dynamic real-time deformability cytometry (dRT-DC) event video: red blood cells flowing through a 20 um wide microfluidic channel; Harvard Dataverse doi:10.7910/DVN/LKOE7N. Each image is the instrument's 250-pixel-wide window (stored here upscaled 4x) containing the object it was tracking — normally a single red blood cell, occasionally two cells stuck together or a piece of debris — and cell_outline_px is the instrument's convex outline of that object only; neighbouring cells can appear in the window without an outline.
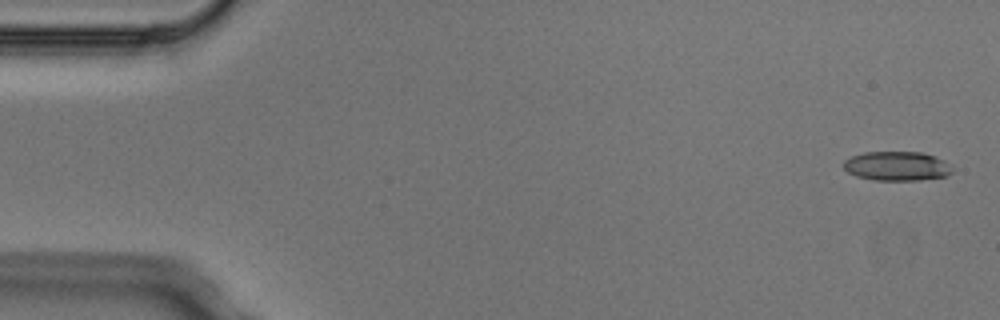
{"species": "Egyptian fruit bat (a non-hibernating species)", "species_latin": "Rousettus aegyptiacus", "temperature_condition": "cold", "stored_images_in_passage": 6, "camera_frame_rate_fps": 3000, "um_per_image_px": 0.085, "animal": {"sex": "male"}, "frame": {"image": 1, "passage_image": 1, "time_ms": 0.0, "image_size_px": [1000, 320], "cell_outline_px": [[952, 172], [948, 176], [920, 180], [876, 180], [856, 176], [848, 172], [844, 168], [844, 160], [852, 156], [864, 152], [920, 152], [936, 156], [952, 164]], "centroid_in_image_um": [76.28, 14.11], "position_along_channel_um": 8.7, "area_um2": 18.67}}
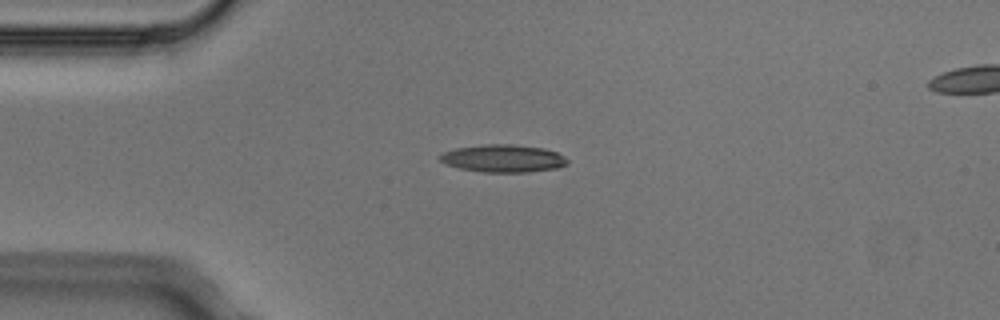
{"frame": {"image": 2, "passage_image": 4, "time_ms": 1.0, "image_size_px": [1000, 320], "cell_outline_px": [[568, 164], [560, 168], [528, 172], [480, 172], [460, 168], [448, 164], [440, 160], [440, 156], [444, 152], [456, 148], [484, 144], [512, 144], [544, 148], [556, 152], [564, 156], [568, 160]], "centroid_in_image_um": [42.83, 13.47], "position_along_channel_um": 42.2, "area_um2": 20.52}}
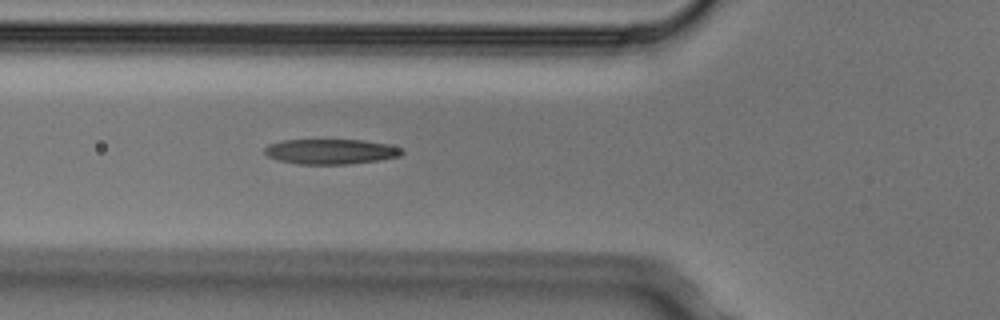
{"frame": {"image": 3, "passage_image": 6, "time_ms": 1.667, "image_size_px": [1000, 320], "cell_outline_px": [[404, 152], [400, 156], [380, 160], [348, 164], [300, 164], [280, 160], [268, 156], [264, 152], [264, 148], [268, 144], [284, 140], [364, 140], [388, 144], [404, 148]], "centroid_in_image_um": [28.16, 12.88], "position_along_channel_um": 97.6, "area_um2": 20.11}}